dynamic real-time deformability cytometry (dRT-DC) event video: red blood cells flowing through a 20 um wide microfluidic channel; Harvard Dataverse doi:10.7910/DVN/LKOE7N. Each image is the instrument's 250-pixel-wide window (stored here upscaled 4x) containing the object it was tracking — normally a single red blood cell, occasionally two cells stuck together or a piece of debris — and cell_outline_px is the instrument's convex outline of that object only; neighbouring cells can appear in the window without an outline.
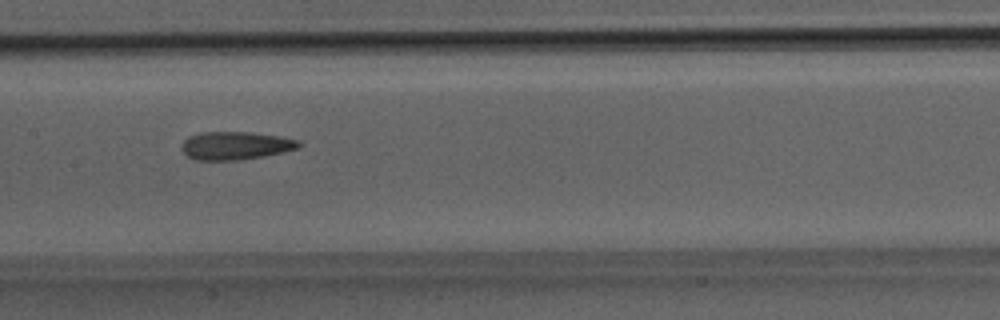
{"species": "Egyptian fruit bat (a non-hibernating species)", "species_latin": "Rousettus aegyptiacus", "temperature_condition": "room temperature", "stored_images_in_passage": 31, "camera_frame_rate_fps": 3000, "um_per_image_px": 0.085, "animal": {"sex": "male"}, "frame": {"image": 1, "passage_image": 13, "time_ms": 4.0, "image_size_px": [1000, 320], "cell_outline_px": [[300, 148], [284, 152], [264, 156], [236, 160], [196, 160], [188, 156], [180, 148], [184, 140], [188, 136], [200, 132], [252, 132], [280, 136], [300, 140]], "centroid_in_image_um": [20.03, 12.37], "position_along_channel_um": 187.4, "area_um2": 19.31}}
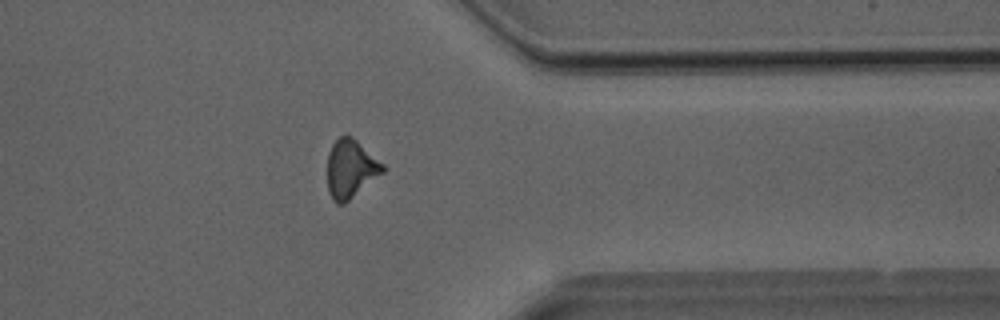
{"frame": {"image": 2, "passage_image": 24, "time_ms": 7.667, "image_size_px": [1000, 320], "cell_outline_px": [[384, 172], [344, 204], [336, 204], [332, 200], [328, 192], [328, 152], [332, 144], [340, 136], [352, 136], [384, 164]], "centroid_in_image_um": [29.8, 14.36], "position_along_channel_um": 381.6, "area_um2": 18.79}}
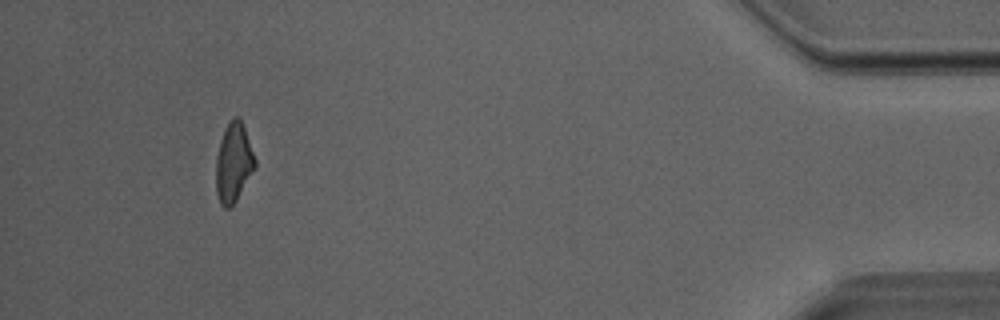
{"frame": {"image": 3, "passage_image": 29, "time_ms": 9.333, "image_size_px": [1000, 320], "cell_outline_px": [[256, 164], [236, 200], [228, 208], [224, 208], [220, 204], [216, 192], [216, 156], [220, 140], [224, 128], [232, 116], [240, 116], [256, 160]], "centroid_in_image_um": [19.83, 13.77], "position_along_channel_um": 415.4, "area_um2": 17.92}}